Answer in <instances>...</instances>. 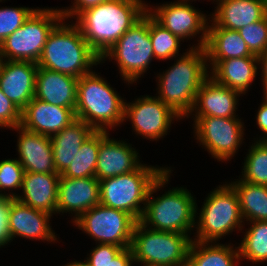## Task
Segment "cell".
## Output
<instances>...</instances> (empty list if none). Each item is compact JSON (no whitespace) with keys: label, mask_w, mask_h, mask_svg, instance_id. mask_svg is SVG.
Returning a JSON list of instances; mask_svg holds the SVG:
<instances>
[{"label":"cell","mask_w":267,"mask_h":266,"mask_svg":"<svg viewBox=\"0 0 267 266\" xmlns=\"http://www.w3.org/2000/svg\"><path fill=\"white\" fill-rule=\"evenodd\" d=\"M172 60L174 63L168 69L155 73L154 95L185 120L193 109L200 86L210 76L206 51L204 47H188L183 55Z\"/></svg>","instance_id":"1"},{"label":"cell","mask_w":267,"mask_h":266,"mask_svg":"<svg viewBox=\"0 0 267 266\" xmlns=\"http://www.w3.org/2000/svg\"><path fill=\"white\" fill-rule=\"evenodd\" d=\"M172 168L175 167L169 166L152 184L139 222L155 231L192 235L195 229L197 198L184 185L167 190L173 176ZM165 187L167 188L163 191L162 188ZM160 190L164 193L160 192L161 195L156 196Z\"/></svg>","instance_id":"2"},{"label":"cell","mask_w":267,"mask_h":266,"mask_svg":"<svg viewBox=\"0 0 267 266\" xmlns=\"http://www.w3.org/2000/svg\"><path fill=\"white\" fill-rule=\"evenodd\" d=\"M146 12L144 0H108L85 10L74 22L101 57Z\"/></svg>","instance_id":"3"},{"label":"cell","mask_w":267,"mask_h":266,"mask_svg":"<svg viewBox=\"0 0 267 266\" xmlns=\"http://www.w3.org/2000/svg\"><path fill=\"white\" fill-rule=\"evenodd\" d=\"M97 65H101V57L88 44L80 27L64 19L48 35L37 62L38 67L75 78L90 73Z\"/></svg>","instance_id":"4"},{"label":"cell","mask_w":267,"mask_h":266,"mask_svg":"<svg viewBox=\"0 0 267 266\" xmlns=\"http://www.w3.org/2000/svg\"><path fill=\"white\" fill-rule=\"evenodd\" d=\"M99 74L93 70L78 78L75 116L95 131L110 132L122 127L126 97Z\"/></svg>","instance_id":"5"},{"label":"cell","mask_w":267,"mask_h":266,"mask_svg":"<svg viewBox=\"0 0 267 266\" xmlns=\"http://www.w3.org/2000/svg\"><path fill=\"white\" fill-rule=\"evenodd\" d=\"M201 203V208H198L196 201L193 240L220 242L226 238L224 236H229L236 230V233L242 231L245 223L240 211L239 198L228 181L212 189Z\"/></svg>","instance_id":"6"},{"label":"cell","mask_w":267,"mask_h":266,"mask_svg":"<svg viewBox=\"0 0 267 266\" xmlns=\"http://www.w3.org/2000/svg\"><path fill=\"white\" fill-rule=\"evenodd\" d=\"M153 59L156 60L149 36V13L146 12L101 56V65L114 60L120 78L130 87L137 85L152 68Z\"/></svg>","instance_id":"7"},{"label":"cell","mask_w":267,"mask_h":266,"mask_svg":"<svg viewBox=\"0 0 267 266\" xmlns=\"http://www.w3.org/2000/svg\"><path fill=\"white\" fill-rule=\"evenodd\" d=\"M168 167L143 162L133 172L100 180V204L125 211L139 221L152 184Z\"/></svg>","instance_id":"8"},{"label":"cell","mask_w":267,"mask_h":266,"mask_svg":"<svg viewBox=\"0 0 267 266\" xmlns=\"http://www.w3.org/2000/svg\"><path fill=\"white\" fill-rule=\"evenodd\" d=\"M193 237L188 234L155 231L136 223L131 248L139 266H186Z\"/></svg>","instance_id":"9"},{"label":"cell","mask_w":267,"mask_h":266,"mask_svg":"<svg viewBox=\"0 0 267 266\" xmlns=\"http://www.w3.org/2000/svg\"><path fill=\"white\" fill-rule=\"evenodd\" d=\"M62 19L59 6L38 7L20 28L0 44L3 60L37 63L48 35Z\"/></svg>","instance_id":"10"},{"label":"cell","mask_w":267,"mask_h":266,"mask_svg":"<svg viewBox=\"0 0 267 266\" xmlns=\"http://www.w3.org/2000/svg\"><path fill=\"white\" fill-rule=\"evenodd\" d=\"M193 121V137L217 162H228L245 144L243 118L188 116Z\"/></svg>","instance_id":"11"},{"label":"cell","mask_w":267,"mask_h":266,"mask_svg":"<svg viewBox=\"0 0 267 266\" xmlns=\"http://www.w3.org/2000/svg\"><path fill=\"white\" fill-rule=\"evenodd\" d=\"M138 221L129 213L98 204L85 211L74 223L95 244H113L129 248Z\"/></svg>","instance_id":"12"},{"label":"cell","mask_w":267,"mask_h":266,"mask_svg":"<svg viewBox=\"0 0 267 266\" xmlns=\"http://www.w3.org/2000/svg\"><path fill=\"white\" fill-rule=\"evenodd\" d=\"M159 4L151 6L150 2L147 3V12L159 24L183 41L188 42L189 39L192 41L194 38L192 46L189 45L190 48L205 46L210 15L194 7L192 2L175 0Z\"/></svg>","instance_id":"13"},{"label":"cell","mask_w":267,"mask_h":266,"mask_svg":"<svg viewBox=\"0 0 267 266\" xmlns=\"http://www.w3.org/2000/svg\"><path fill=\"white\" fill-rule=\"evenodd\" d=\"M183 119L156 96L140 95L131 102L125 100L123 124L129 121L137 136L159 141L170 133L172 124ZM176 121V122H175Z\"/></svg>","instance_id":"14"},{"label":"cell","mask_w":267,"mask_h":266,"mask_svg":"<svg viewBox=\"0 0 267 266\" xmlns=\"http://www.w3.org/2000/svg\"><path fill=\"white\" fill-rule=\"evenodd\" d=\"M52 217V215L27 206L17 199H9L8 228L11 242L15 238H24L25 241L27 239L42 241L47 244L59 242L60 237L50 222Z\"/></svg>","instance_id":"15"},{"label":"cell","mask_w":267,"mask_h":266,"mask_svg":"<svg viewBox=\"0 0 267 266\" xmlns=\"http://www.w3.org/2000/svg\"><path fill=\"white\" fill-rule=\"evenodd\" d=\"M110 132L100 131V147L95 177L100 181L137 170L143 163L139 151L124 139L111 138ZM133 146V147H132Z\"/></svg>","instance_id":"16"},{"label":"cell","mask_w":267,"mask_h":266,"mask_svg":"<svg viewBox=\"0 0 267 266\" xmlns=\"http://www.w3.org/2000/svg\"><path fill=\"white\" fill-rule=\"evenodd\" d=\"M100 204V184L96 177H59L56 215L70 214L74 223L85 211Z\"/></svg>","instance_id":"17"},{"label":"cell","mask_w":267,"mask_h":266,"mask_svg":"<svg viewBox=\"0 0 267 266\" xmlns=\"http://www.w3.org/2000/svg\"><path fill=\"white\" fill-rule=\"evenodd\" d=\"M37 63L3 60L0 89L21 111L35 96Z\"/></svg>","instance_id":"18"},{"label":"cell","mask_w":267,"mask_h":266,"mask_svg":"<svg viewBox=\"0 0 267 266\" xmlns=\"http://www.w3.org/2000/svg\"><path fill=\"white\" fill-rule=\"evenodd\" d=\"M242 95L233 89L217 83L209 76L200 86L193 109L188 116H212L240 118L237 110Z\"/></svg>","instance_id":"19"},{"label":"cell","mask_w":267,"mask_h":266,"mask_svg":"<svg viewBox=\"0 0 267 266\" xmlns=\"http://www.w3.org/2000/svg\"><path fill=\"white\" fill-rule=\"evenodd\" d=\"M76 119L71 108L49 104L33 98L21 111V126L35 133L52 137Z\"/></svg>","instance_id":"20"},{"label":"cell","mask_w":267,"mask_h":266,"mask_svg":"<svg viewBox=\"0 0 267 266\" xmlns=\"http://www.w3.org/2000/svg\"><path fill=\"white\" fill-rule=\"evenodd\" d=\"M10 130L17 132L16 155L25 172L58 174L51 137L28 131L21 125Z\"/></svg>","instance_id":"21"},{"label":"cell","mask_w":267,"mask_h":266,"mask_svg":"<svg viewBox=\"0 0 267 266\" xmlns=\"http://www.w3.org/2000/svg\"><path fill=\"white\" fill-rule=\"evenodd\" d=\"M210 76L219 84L247 95L259 76L258 58L241 57L226 60H207Z\"/></svg>","instance_id":"22"},{"label":"cell","mask_w":267,"mask_h":266,"mask_svg":"<svg viewBox=\"0 0 267 266\" xmlns=\"http://www.w3.org/2000/svg\"><path fill=\"white\" fill-rule=\"evenodd\" d=\"M210 19L219 27L239 30L267 16V0H216Z\"/></svg>","instance_id":"23"},{"label":"cell","mask_w":267,"mask_h":266,"mask_svg":"<svg viewBox=\"0 0 267 266\" xmlns=\"http://www.w3.org/2000/svg\"><path fill=\"white\" fill-rule=\"evenodd\" d=\"M60 174L24 172L19 202L56 215Z\"/></svg>","instance_id":"24"},{"label":"cell","mask_w":267,"mask_h":266,"mask_svg":"<svg viewBox=\"0 0 267 266\" xmlns=\"http://www.w3.org/2000/svg\"><path fill=\"white\" fill-rule=\"evenodd\" d=\"M78 78L38 67L35 98L75 112Z\"/></svg>","instance_id":"25"},{"label":"cell","mask_w":267,"mask_h":266,"mask_svg":"<svg viewBox=\"0 0 267 266\" xmlns=\"http://www.w3.org/2000/svg\"><path fill=\"white\" fill-rule=\"evenodd\" d=\"M95 130L86 122L75 119L51 137L56 172L62 174L71 164L82 144Z\"/></svg>","instance_id":"26"},{"label":"cell","mask_w":267,"mask_h":266,"mask_svg":"<svg viewBox=\"0 0 267 266\" xmlns=\"http://www.w3.org/2000/svg\"><path fill=\"white\" fill-rule=\"evenodd\" d=\"M207 60L257 57L248 49L237 30L217 26L211 19L208 24L207 40L204 46Z\"/></svg>","instance_id":"27"},{"label":"cell","mask_w":267,"mask_h":266,"mask_svg":"<svg viewBox=\"0 0 267 266\" xmlns=\"http://www.w3.org/2000/svg\"><path fill=\"white\" fill-rule=\"evenodd\" d=\"M239 264V250L235 244L193 240L186 266H240Z\"/></svg>","instance_id":"28"},{"label":"cell","mask_w":267,"mask_h":266,"mask_svg":"<svg viewBox=\"0 0 267 266\" xmlns=\"http://www.w3.org/2000/svg\"><path fill=\"white\" fill-rule=\"evenodd\" d=\"M234 180H230L228 183L238 195L244 223L267 221V186L242 181L240 177Z\"/></svg>","instance_id":"29"},{"label":"cell","mask_w":267,"mask_h":266,"mask_svg":"<svg viewBox=\"0 0 267 266\" xmlns=\"http://www.w3.org/2000/svg\"><path fill=\"white\" fill-rule=\"evenodd\" d=\"M245 223L248 225V228L244 229L246 225L243 226L240 232L243 233V238H241L240 243H237L240 261L246 260L247 263L252 262V265L266 263L267 221H250Z\"/></svg>","instance_id":"30"},{"label":"cell","mask_w":267,"mask_h":266,"mask_svg":"<svg viewBox=\"0 0 267 266\" xmlns=\"http://www.w3.org/2000/svg\"><path fill=\"white\" fill-rule=\"evenodd\" d=\"M100 147V131H94L82 144L69 167L61 174L69 178L95 177Z\"/></svg>","instance_id":"31"},{"label":"cell","mask_w":267,"mask_h":266,"mask_svg":"<svg viewBox=\"0 0 267 266\" xmlns=\"http://www.w3.org/2000/svg\"><path fill=\"white\" fill-rule=\"evenodd\" d=\"M244 163L242 162V181L267 186V143L265 141L251 140Z\"/></svg>","instance_id":"32"},{"label":"cell","mask_w":267,"mask_h":266,"mask_svg":"<svg viewBox=\"0 0 267 266\" xmlns=\"http://www.w3.org/2000/svg\"><path fill=\"white\" fill-rule=\"evenodd\" d=\"M149 36L153 45L155 59L158 61L172 60L174 57L181 56L185 53H180L182 44L181 42L185 41L181 40L171 31L164 28L150 14Z\"/></svg>","instance_id":"33"},{"label":"cell","mask_w":267,"mask_h":266,"mask_svg":"<svg viewBox=\"0 0 267 266\" xmlns=\"http://www.w3.org/2000/svg\"><path fill=\"white\" fill-rule=\"evenodd\" d=\"M10 158L0 160L1 199H16L19 195L16 191L20 192L22 187L24 168L17 158Z\"/></svg>","instance_id":"34"},{"label":"cell","mask_w":267,"mask_h":266,"mask_svg":"<svg viewBox=\"0 0 267 266\" xmlns=\"http://www.w3.org/2000/svg\"><path fill=\"white\" fill-rule=\"evenodd\" d=\"M37 8L26 6L0 7V44L20 28Z\"/></svg>","instance_id":"35"},{"label":"cell","mask_w":267,"mask_h":266,"mask_svg":"<svg viewBox=\"0 0 267 266\" xmlns=\"http://www.w3.org/2000/svg\"><path fill=\"white\" fill-rule=\"evenodd\" d=\"M253 55L267 50V16L238 30Z\"/></svg>","instance_id":"36"},{"label":"cell","mask_w":267,"mask_h":266,"mask_svg":"<svg viewBox=\"0 0 267 266\" xmlns=\"http://www.w3.org/2000/svg\"><path fill=\"white\" fill-rule=\"evenodd\" d=\"M87 252L85 260H83L89 266H107L123 249L113 244H95Z\"/></svg>","instance_id":"37"},{"label":"cell","mask_w":267,"mask_h":266,"mask_svg":"<svg viewBox=\"0 0 267 266\" xmlns=\"http://www.w3.org/2000/svg\"><path fill=\"white\" fill-rule=\"evenodd\" d=\"M21 124V110L0 89V128L13 129Z\"/></svg>","instance_id":"38"},{"label":"cell","mask_w":267,"mask_h":266,"mask_svg":"<svg viewBox=\"0 0 267 266\" xmlns=\"http://www.w3.org/2000/svg\"><path fill=\"white\" fill-rule=\"evenodd\" d=\"M106 1L108 0H73L70 1L72 5L70 4V6L60 9L63 19L72 21V19L75 20L85 10L98 6Z\"/></svg>","instance_id":"39"},{"label":"cell","mask_w":267,"mask_h":266,"mask_svg":"<svg viewBox=\"0 0 267 266\" xmlns=\"http://www.w3.org/2000/svg\"><path fill=\"white\" fill-rule=\"evenodd\" d=\"M9 199L0 201V248L11 244L8 228ZM10 243V244H9Z\"/></svg>","instance_id":"40"},{"label":"cell","mask_w":267,"mask_h":266,"mask_svg":"<svg viewBox=\"0 0 267 266\" xmlns=\"http://www.w3.org/2000/svg\"><path fill=\"white\" fill-rule=\"evenodd\" d=\"M255 118V125H257V129H259L261 135L258 136V134H256L257 137L255 136L253 140L264 141L267 138V94H263Z\"/></svg>","instance_id":"41"},{"label":"cell","mask_w":267,"mask_h":266,"mask_svg":"<svg viewBox=\"0 0 267 266\" xmlns=\"http://www.w3.org/2000/svg\"><path fill=\"white\" fill-rule=\"evenodd\" d=\"M132 248H123L107 266H135Z\"/></svg>","instance_id":"42"},{"label":"cell","mask_w":267,"mask_h":266,"mask_svg":"<svg viewBox=\"0 0 267 266\" xmlns=\"http://www.w3.org/2000/svg\"><path fill=\"white\" fill-rule=\"evenodd\" d=\"M258 58V70L262 85V93L267 94V50L261 55L257 56Z\"/></svg>","instance_id":"43"},{"label":"cell","mask_w":267,"mask_h":266,"mask_svg":"<svg viewBox=\"0 0 267 266\" xmlns=\"http://www.w3.org/2000/svg\"><path fill=\"white\" fill-rule=\"evenodd\" d=\"M62 266H89L84 261L81 260H71L70 262H67V264H63Z\"/></svg>","instance_id":"44"},{"label":"cell","mask_w":267,"mask_h":266,"mask_svg":"<svg viewBox=\"0 0 267 266\" xmlns=\"http://www.w3.org/2000/svg\"><path fill=\"white\" fill-rule=\"evenodd\" d=\"M180 1L192 2V3L194 2V3H196L197 0H180ZM199 1H200V0H198V2H199ZM201 1H202V0H201ZM203 1H204V0H203ZM208 1H212V3L215 4V1H216V0H208Z\"/></svg>","instance_id":"45"},{"label":"cell","mask_w":267,"mask_h":266,"mask_svg":"<svg viewBox=\"0 0 267 266\" xmlns=\"http://www.w3.org/2000/svg\"><path fill=\"white\" fill-rule=\"evenodd\" d=\"M2 62H3V58H2L1 51H0V67H1Z\"/></svg>","instance_id":"46"}]
</instances>
